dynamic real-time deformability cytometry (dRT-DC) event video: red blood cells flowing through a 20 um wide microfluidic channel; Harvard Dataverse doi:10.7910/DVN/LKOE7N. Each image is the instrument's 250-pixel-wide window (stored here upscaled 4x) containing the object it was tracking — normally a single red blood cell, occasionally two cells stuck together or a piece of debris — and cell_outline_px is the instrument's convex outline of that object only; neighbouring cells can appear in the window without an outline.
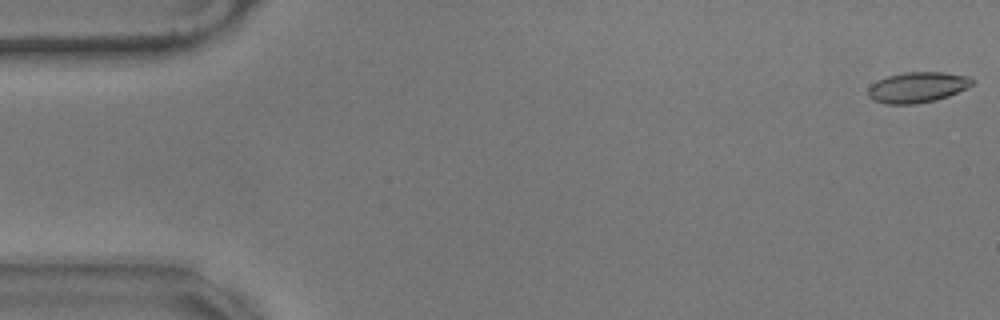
{"species": "common noctule bat (a hibernating species)", "species_latin": "Nyctalus noctula", "temperature_condition": "warm", "stored_images_in_passage": 57, "camera_frame_rate_fps": 3000, "um_per_image_px": 0.085, "animal": {"sex": "male", "body_mass_g": 17.9}, "frame": {"image": 1, "passage_image": 1, "time_ms": 0.0, "image_size_px": [1000, 320], "cell_outline_px": [[976, 80], [972, 84], [948, 96], [936, 100], [916, 104], [884, 104], [872, 100], [868, 96], [868, 88], [872, 84], [888, 76], [904, 72], [944, 72], [972, 76]], "centroid_in_image_um": [77.99, 7.42], "position_along_channel_um": 7.0, "area_um2": 18.61}}
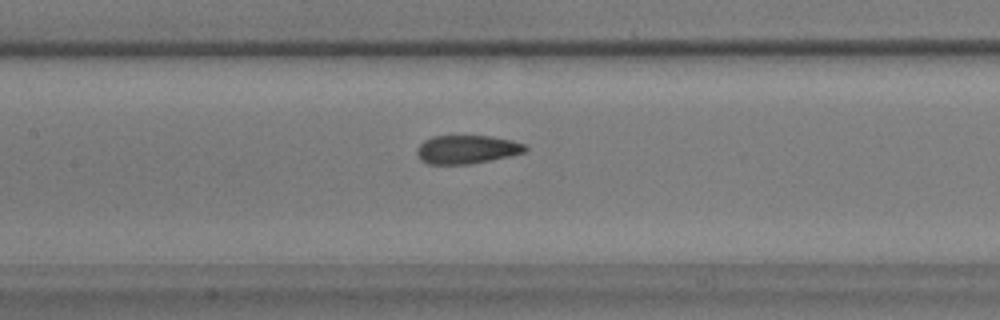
{"frame": {"image": 2, "passage_image": 26, "time_ms": 8.333, "image_size_px": [1000, 320], "cell_outline_px": [[528, 148], [524, 152], [508, 156], [468, 164], [428, 164], [420, 160], [416, 152], [416, 148], [424, 140], [432, 136], [492, 136], [512, 140], [524, 144]], "centroid_in_image_um": [39.64, 12.69], "position_along_channel_um": 167.8, "area_um2": 17.92}}
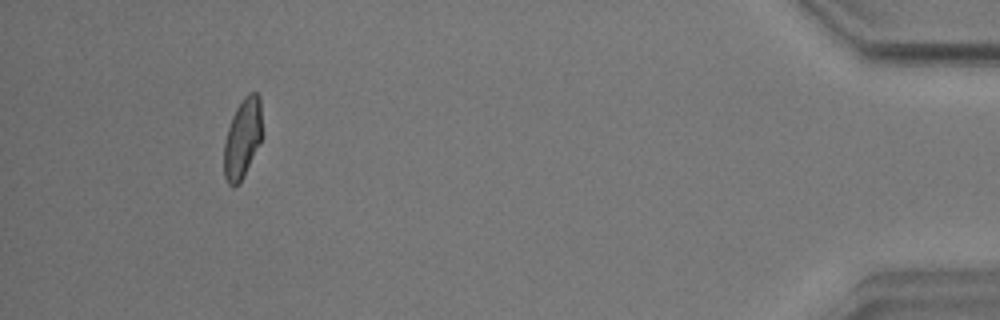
{"frame": {"image": 3, "passage_image": 53, "time_ms": 17.333, "image_size_px": [1000, 320], "cell_outline_px": [[264, 136], [240, 184], [232, 188], [228, 184], [224, 176], [224, 140], [232, 116], [236, 108], [244, 96], [248, 92], [256, 92], [260, 96]], "centroid_in_image_um": [20.65, 11.76], "position_along_channel_um": 414.6, "area_um2": 18.44}, "authors_computed_cell_mechanics": {"area_um2": 18.3226, "velocity_mm_per_s": 3.512, "shape_relaxation_time_tau1_ms": 11.159, "shape_relaxation_time_tau2_ms": 1.1782, "deformation_change_tau1": 0.2779, "deformation_change_tau2": 0.0765}}